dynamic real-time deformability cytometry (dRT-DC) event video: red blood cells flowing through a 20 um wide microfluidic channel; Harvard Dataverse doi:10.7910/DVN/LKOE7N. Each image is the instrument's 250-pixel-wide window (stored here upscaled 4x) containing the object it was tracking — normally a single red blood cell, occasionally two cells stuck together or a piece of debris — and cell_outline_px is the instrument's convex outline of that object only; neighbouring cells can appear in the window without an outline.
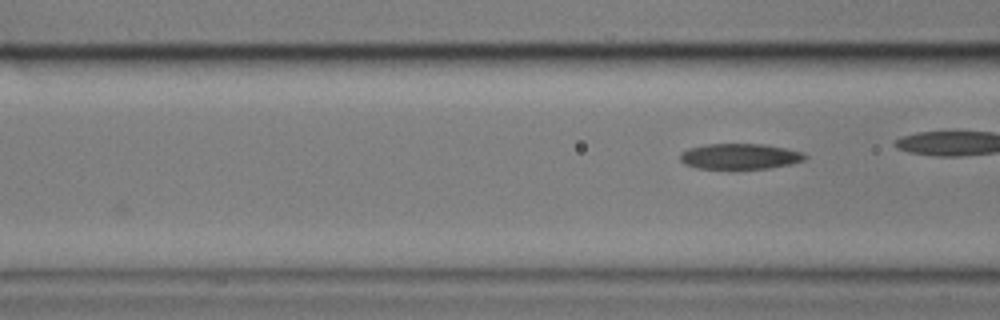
{"species": "common noctule bat (a hibernating species)", "species_latin": "Nyctalus noctula", "temperature_condition": "cold", "stored_images_in_passage": 3, "camera_frame_rate_fps": 3000, "um_per_image_px": 0.085, "animal": {"sex": "male", "body_mass_g": 17.9}, "frame": {"image": 1, "passage_image": 3, "time_ms": 2.333, "image_size_px": [1000, 320], "cell_outline_px": [[808, 156], [804, 160], [788, 164], [768, 168], [696, 168], [684, 164], [680, 160], [680, 152], [688, 148], [704, 144], [764, 144], [804, 152]], "centroid_in_image_um": [62.85, 13.28], "position_along_channel_um": 103.7, "area_um2": 18.55}}